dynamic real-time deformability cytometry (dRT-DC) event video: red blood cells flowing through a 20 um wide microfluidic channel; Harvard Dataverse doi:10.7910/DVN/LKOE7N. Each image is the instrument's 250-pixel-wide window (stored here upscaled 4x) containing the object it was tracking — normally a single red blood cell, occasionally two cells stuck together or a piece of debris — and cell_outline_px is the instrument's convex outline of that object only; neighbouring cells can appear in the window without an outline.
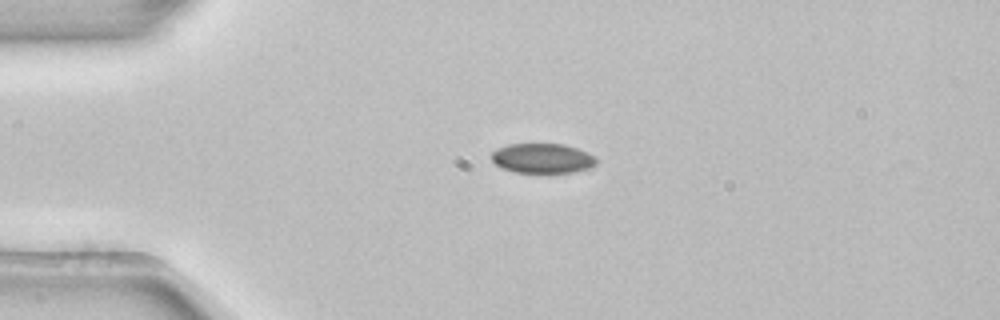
{"species": "common noctule bat (a hibernating species)", "species_latin": "Nyctalus noctula", "temperature_condition": "room temperature", "stored_images_in_passage": 1, "camera_frame_rate_fps": 3000, "um_per_image_px": 0.085, "animal": {"sex": "female", "body_mass_g": 22.7, "forearm_length_mm": 54.2}, "frame": {"image": 1, "passage_image": 1, "time_ms": 0.0, "image_size_px": [1000, 320], "cell_outline_px": [[600, 160], [596, 164], [588, 168], [572, 172], [512, 172], [500, 168], [492, 160], [492, 152], [496, 148], [508, 144], [564, 144], [588, 152], [596, 156]], "centroid_in_image_um": [46.12, 13.45], "position_along_channel_um": 38.9, "area_um2": 18.32}}